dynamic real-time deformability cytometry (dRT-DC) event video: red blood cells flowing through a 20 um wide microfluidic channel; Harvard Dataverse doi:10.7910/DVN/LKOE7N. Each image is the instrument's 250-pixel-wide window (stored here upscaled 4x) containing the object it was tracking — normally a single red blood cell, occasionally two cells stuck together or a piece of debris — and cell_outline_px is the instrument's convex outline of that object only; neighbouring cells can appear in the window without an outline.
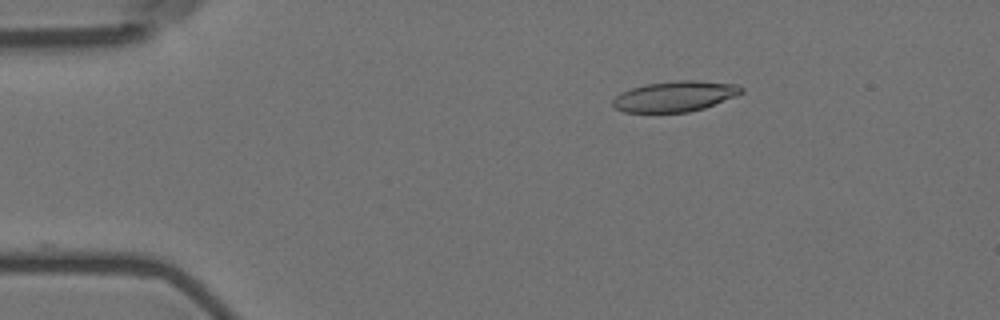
{"species": "Egyptian fruit bat (a non-hibernating species)", "species_latin": "Rousettus aegyptiacus", "temperature_condition": "room temperature", "stored_images_in_passage": 16, "camera_frame_rate_fps": 3000, "um_per_image_px": 0.085, "animal": {"sex": "female"}, "frame": {"image": 1, "passage_image": 2, "time_ms": 0.333, "image_size_px": [1000, 320], "cell_outline_px": [[744, 92], [736, 96], [704, 108], [688, 112], [624, 112], [616, 108], [612, 104], [612, 100], [620, 92], [644, 84], [676, 80], [696, 80], [736, 84], [744, 88]], "centroid_in_image_um": [57.38, 8.18], "position_along_channel_um": 27.6, "area_um2": 22.95}}
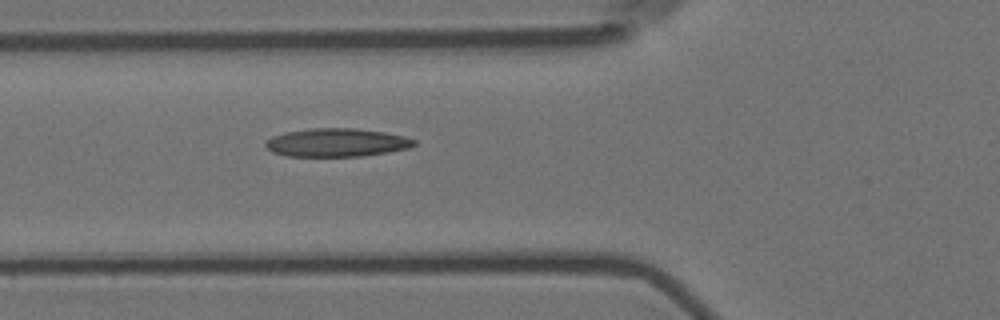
{"frame": {"image": 2, "passage_image": 13, "time_ms": 4.0, "image_size_px": [1000, 320], "cell_outline_px": [[416, 144], [408, 148], [388, 152], [360, 156], [288, 156], [272, 152], [264, 144], [272, 136], [284, 132], [312, 128], [356, 128], [384, 132], [404, 136], [416, 140]], "centroid_in_image_um": [28.62, 12.11], "position_along_channel_um": 97.2, "area_um2": 24.45}}
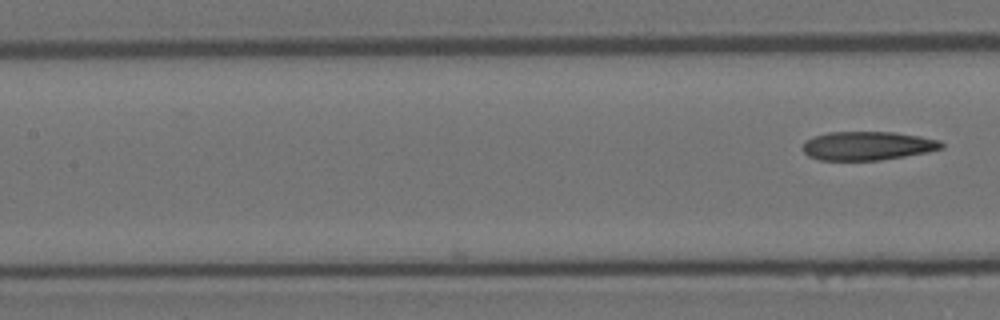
{"frame": {"image": 3, "passage_image": 16, "time_ms": 5.0, "image_size_px": [1000, 320], "cell_outline_px": [[944, 148], [928, 152], [880, 160], [820, 160], [808, 156], [804, 152], [804, 144], [812, 136], [828, 132], [892, 132], [920, 136], [940, 140], [944, 144]], "centroid_in_image_um": [73.77, 12.39], "position_along_channel_um": 133.6, "area_um2": 23.18}}